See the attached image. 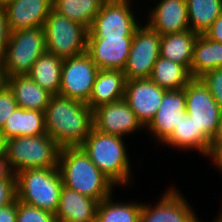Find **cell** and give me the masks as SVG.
Wrapping results in <instances>:
<instances>
[{"mask_svg": "<svg viewBox=\"0 0 222 222\" xmlns=\"http://www.w3.org/2000/svg\"><path fill=\"white\" fill-rule=\"evenodd\" d=\"M17 199L16 175L10 173L0 180V207H4Z\"/></svg>", "mask_w": 222, "mask_h": 222, "instance_id": "cell-34", "label": "cell"}, {"mask_svg": "<svg viewBox=\"0 0 222 222\" xmlns=\"http://www.w3.org/2000/svg\"><path fill=\"white\" fill-rule=\"evenodd\" d=\"M45 52L47 44L43 26L11 32L2 58L4 76L28 75L34 62Z\"/></svg>", "mask_w": 222, "mask_h": 222, "instance_id": "cell-7", "label": "cell"}, {"mask_svg": "<svg viewBox=\"0 0 222 222\" xmlns=\"http://www.w3.org/2000/svg\"><path fill=\"white\" fill-rule=\"evenodd\" d=\"M143 15L144 23L161 36L190 30L186 0H151ZM156 1V2H155ZM146 19V20H145Z\"/></svg>", "mask_w": 222, "mask_h": 222, "instance_id": "cell-15", "label": "cell"}, {"mask_svg": "<svg viewBox=\"0 0 222 222\" xmlns=\"http://www.w3.org/2000/svg\"><path fill=\"white\" fill-rule=\"evenodd\" d=\"M216 68H222V43L211 40L203 34L198 35L190 67L192 78H199Z\"/></svg>", "mask_w": 222, "mask_h": 222, "instance_id": "cell-25", "label": "cell"}, {"mask_svg": "<svg viewBox=\"0 0 222 222\" xmlns=\"http://www.w3.org/2000/svg\"><path fill=\"white\" fill-rule=\"evenodd\" d=\"M150 79L168 91L184 89L193 78L184 65L159 56Z\"/></svg>", "mask_w": 222, "mask_h": 222, "instance_id": "cell-28", "label": "cell"}, {"mask_svg": "<svg viewBox=\"0 0 222 222\" xmlns=\"http://www.w3.org/2000/svg\"><path fill=\"white\" fill-rule=\"evenodd\" d=\"M16 221H17V199L4 207H0V222H16Z\"/></svg>", "mask_w": 222, "mask_h": 222, "instance_id": "cell-37", "label": "cell"}, {"mask_svg": "<svg viewBox=\"0 0 222 222\" xmlns=\"http://www.w3.org/2000/svg\"><path fill=\"white\" fill-rule=\"evenodd\" d=\"M186 4L190 30L199 35L222 14V0H186Z\"/></svg>", "mask_w": 222, "mask_h": 222, "instance_id": "cell-29", "label": "cell"}, {"mask_svg": "<svg viewBox=\"0 0 222 222\" xmlns=\"http://www.w3.org/2000/svg\"><path fill=\"white\" fill-rule=\"evenodd\" d=\"M212 166L210 167H215V169L217 168V170L219 171L218 173L221 174L222 176V148L210 159V161Z\"/></svg>", "mask_w": 222, "mask_h": 222, "instance_id": "cell-39", "label": "cell"}, {"mask_svg": "<svg viewBox=\"0 0 222 222\" xmlns=\"http://www.w3.org/2000/svg\"><path fill=\"white\" fill-rule=\"evenodd\" d=\"M171 150H179L184 152L191 151L199 154L201 157L210 160V146L211 141L204 135L202 131H197L196 124L192 121L190 116L181 119V122L173 129L170 136L161 144Z\"/></svg>", "mask_w": 222, "mask_h": 222, "instance_id": "cell-19", "label": "cell"}, {"mask_svg": "<svg viewBox=\"0 0 222 222\" xmlns=\"http://www.w3.org/2000/svg\"><path fill=\"white\" fill-rule=\"evenodd\" d=\"M184 92L187 115L196 124L197 131H202L211 141L222 114L221 108L199 78H193Z\"/></svg>", "mask_w": 222, "mask_h": 222, "instance_id": "cell-12", "label": "cell"}, {"mask_svg": "<svg viewBox=\"0 0 222 222\" xmlns=\"http://www.w3.org/2000/svg\"><path fill=\"white\" fill-rule=\"evenodd\" d=\"M131 45L132 38H87L86 52L99 69L123 71Z\"/></svg>", "mask_w": 222, "mask_h": 222, "instance_id": "cell-17", "label": "cell"}, {"mask_svg": "<svg viewBox=\"0 0 222 222\" xmlns=\"http://www.w3.org/2000/svg\"><path fill=\"white\" fill-rule=\"evenodd\" d=\"M58 169L64 186L99 202L109 197L117 188L81 147L61 148Z\"/></svg>", "mask_w": 222, "mask_h": 222, "instance_id": "cell-3", "label": "cell"}, {"mask_svg": "<svg viewBox=\"0 0 222 222\" xmlns=\"http://www.w3.org/2000/svg\"><path fill=\"white\" fill-rule=\"evenodd\" d=\"M43 27L47 52L63 59L86 52L88 29L85 26L52 9Z\"/></svg>", "mask_w": 222, "mask_h": 222, "instance_id": "cell-8", "label": "cell"}, {"mask_svg": "<svg viewBox=\"0 0 222 222\" xmlns=\"http://www.w3.org/2000/svg\"><path fill=\"white\" fill-rule=\"evenodd\" d=\"M198 35L191 30L162 35L160 56L184 65L190 71L193 47Z\"/></svg>", "mask_w": 222, "mask_h": 222, "instance_id": "cell-24", "label": "cell"}, {"mask_svg": "<svg viewBox=\"0 0 222 222\" xmlns=\"http://www.w3.org/2000/svg\"><path fill=\"white\" fill-rule=\"evenodd\" d=\"M99 201L63 185L57 209V222H96Z\"/></svg>", "mask_w": 222, "mask_h": 222, "instance_id": "cell-20", "label": "cell"}, {"mask_svg": "<svg viewBox=\"0 0 222 222\" xmlns=\"http://www.w3.org/2000/svg\"><path fill=\"white\" fill-rule=\"evenodd\" d=\"M12 32L44 26L53 0H12L4 7Z\"/></svg>", "mask_w": 222, "mask_h": 222, "instance_id": "cell-18", "label": "cell"}, {"mask_svg": "<svg viewBox=\"0 0 222 222\" xmlns=\"http://www.w3.org/2000/svg\"><path fill=\"white\" fill-rule=\"evenodd\" d=\"M10 173L6 156H0V180L6 178Z\"/></svg>", "mask_w": 222, "mask_h": 222, "instance_id": "cell-40", "label": "cell"}, {"mask_svg": "<svg viewBox=\"0 0 222 222\" xmlns=\"http://www.w3.org/2000/svg\"><path fill=\"white\" fill-rule=\"evenodd\" d=\"M61 147L47 133L7 140L6 159L13 174L34 168H58Z\"/></svg>", "mask_w": 222, "mask_h": 222, "instance_id": "cell-4", "label": "cell"}, {"mask_svg": "<svg viewBox=\"0 0 222 222\" xmlns=\"http://www.w3.org/2000/svg\"><path fill=\"white\" fill-rule=\"evenodd\" d=\"M135 4L128 0H105L88 29L87 38H133L144 20L141 8L147 6L140 1Z\"/></svg>", "mask_w": 222, "mask_h": 222, "instance_id": "cell-6", "label": "cell"}, {"mask_svg": "<svg viewBox=\"0 0 222 222\" xmlns=\"http://www.w3.org/2000/svg\"><path fill=\"white\" fill-rule=\"evenodd\" d=\"M6 138L3 133L0 131V156L6 155Z\"/></svg>", "mask_w": 222, "mask_h": 222, "instance_id": "cell-41", "label": "cell"}, {"mask_svg": "<svg viewBox=\"0 0 222 222\" xmlns=\"http://www.w3.org/2000/svg\"><path fill=\"white\" fill-rule=\"evenodd\" d=\"M126 139L93 129L80 146L94 165L120 190L133 189L135 173ZM132 163V164H131ZM134 178V179H133ZM134 182V183H133ZM131 187V188H130Z\"/></svg>", "mask_w": 222, "mask_h": 222, "instance_id": "cell-2", "label": "cell"}, {"mask_svg": "<svg viewBox=\"0 0 222 222\" xmlns=\"http://www.w3.org/2000/svg\"><path fill=\"white\" fill-rule=\"evenodd\" d=\"M166 91L150 78L126 80L124 99L146 127L157 113Z\"/></svg>", "mask_w": 222, "mask_h": 222, "instance_id": "cell-16", "label": "cell"}, {"mask_svg": "<svg viewBox=\"0 0 222 222\" xmlns=\"http://www.w3.org/2000/svg\"><path fill=\"white\" fill-rule=\"evenodd\" d=\"M64 59L45 52L33 64L29 77L52 95L59 94Z\"/></svg>", "mask_w": 222, "mask_h": 222, "instance_id": "cell-27", "label": "cell"}, {"mask_svg": "<svg viewBox=\"0 0 222 222\" xmlns=\"http://www.w3.org/2000/svg\"><path fill=\"white\" fill-rule=\"evenodd\" d=\"M16 175L17 200L56 213L63 181L58 168H34Z\"/></svg>", "mask_w": 222, "mask_h": 222, "instance_id": "cell-5", "label": "cell"}, {"mask_svg": "<svg viewBox=\"0 0 222 222\" xmlns=\"http://www.w3.org/2000/svg\"><path fill=\"white\" fill-rule=\"evenodd\" d=\"M8 4V0H0V7H5Z\"/></svg>", "mask_w": 222, "mask_h": 222, "instance_id": "cell-44", "label": "cell"}, {"mask_svg": "<svg viewBox=\"0 0 222 222\" xmlns=\"http://www.w3.org/2000/svg\"><path fill=\"white\" fill-rule=\"evenodd\" d=\"M222 148V114L218 122L217 130L211 139L210 159Z\"/></svg>", "mask_w": 222, "mask_h": 222, "instance_id": "cell-38", "label": "cell"}, {"mask_svg": "<svg viewBox=\"0 0 222 222\" xmlns=\"http://www.w3.org/2000/svg\"><path fill=\"white\" fill-rule=\"evenodd\" d=\"M220 209H218L219 211H218V213H216L217 214V216H215V218L214 219H212V222H222V202H221V200H220Z\"/></svg>", "mask_w": 222, "mask_h": 222, "instance_id": "cell-43", "label": "cell"}, {"mask_svg": "<svg viewBox=\"0 0 222 222\" xmlns=\"http://www.w3.org/2000/svg\"><path fill=\"white\" fill-rule=\"evenodd\" d=\"M5 84L13 93L19 107L45 112L52 94L39 86L29 75L5 77Z\"/></svg>", "mask_w": 222, "mask_h": 222, "instance_id": "cell-21", "label": "cell"}, {"mask_svg": "<svg viewBox=\"0 0 222 222\" xmlns=\"http://www.w3.org/2000/svg\"><path fill=\"white\" fill-rule=\"evenodd\" d=\"M93 122L94 128L100 132L124 138H127L128 135L141 134L143 130L142 133L145 132V127L124 98L94 109Z\"/></svg>", "mask_w": 222, "mask_h": 222, "instance_id": "cell-13", "label": "cell"}, {"mask_svg": "<svg viewBox=\"0 0 222 222\" xmlns=\"http://www.w3.org/2000/svg\"><path fill=\"white\" fill-rule=\"evenodd\" d=\"M125 85L126 78L123 71L100 69L87 105L94 110L101 105L123 99L125 96Z\"/></svg>", "mask_w": 222, "mask_h": 222, "instance_id": "cell-22", "label": "cell"}, {"mask_svg": "<svg viewBox=\"0 0 222 222\" xmlns=\"http://www.w3.org/2000/svg\"><path fill=\"white\" fill-rule=\"evenodd\" d=\"M105 0H53V9L87 29Z\"/></svg>", "mask_w": 222, "mask_h": 222, "instance_id": "cell-30", "label": "cell"}, {"mask_svg": "<svg viewBox=\"0 0 222 222\" xmlns=\"http://www.w3.org/2000/svg\"><path fill=\"white\" fill-rule=\"evenodd\" d=\"M187 116L184 89L165 92L160 107L151 122L145 127V133L155 143L161 145ZM155 141H154V140Z\"/></svg>", "mask_w": 222, "mask_h": 222, "instance_id": "cell-14", "label": "cell"}, {"mask_svg": "<svg viewBox=\"0 0 222 222\" xmlns=\"http://www.w3.org/2000/svg\"><path fill=\"white\" fill-rule=\"evenodd\" d=\"M46 133L61 147H80L94 127L87 103L55 94L45 109Z\"/></svg>", "mask_w": 222, "mask_h": 222, "instance_id": "cell-1", "label": "cell"}, {"mask_svg": "<svg viewBox=\"0 0 222 222\" xmlns=\"http://www.w3.org/2000/svg\"><path fill=\"white\" fill-rule=\"evenodd\" d=\"M128 1H130V2H132V3H135L137 0H128ZM143 0H141V2H142ZM149 1V0H148ZM150 2H151V0H150Z\"/></svg>", "mask_w": 222, "mask_h": 222, "instance_id": "cell-45", "label": "cell"}, {"mask_svg": "<svg viewBox=\"0 0 222 222\" xmlns=\"http://www.w3.org/2000/svg\"><path fill=\"white\" fill-rule=\"evenodd\" d=\"M11 29L4 7H0V58L2 59L11 36Z\"/></svg>", "mask_w": 222, "mask_h": 222, "instance_id": "cell-35", "label": "cell"}, {"mask_svg": "<svg viewBox=\"0 0 222 222\" xmlns=\"http://www.w3.org/2000/svg\"><path fill=\"white\" fill-rule=\"evenodd\" d=\"M168 186L155 204L142 202L140 222H203L180 189ZM153 204V205H152Z\"/></svg>", "mask_w": 222, "mask_h": 222, "instance_id": "cell-9", "label": "cell"}, {"mask_svg": "<svg viewBox=\"0 0 222 222\" xmlns=\"http://www.w3.org/2000/svg\"><path fill=\"white\" fill-rule=\"evenodd\" d=\"M6 140L20 136L46 134L45 114L42 111L15 109L0 130Z\"/></svg>", "mask_w": 222, "mask_h": 222, "instance_id": "cell-23", "label": "cell"}, {"mask_svg": "<svg viewBox=\"0 0 222 222\" xmlns=\"http://www.w3.org/2000/svg\"><path fill=\"white\" fill-rule=\"evenodd\" d=\"M5 85V76L3 73L2 59L0 58V87Z\"/></svg>", "mask_w": 222, "mask_h": 222, "instance_id": "cell-42", "label": "cell"}, {"mask_svg": "<svg viewBox=\"0 0 222 222\" xmlns=\"http://www.w3.org/2000/svg\"><path fill=\"white\" fill-rule=\"evenodd\" d=\"M16 222H57V220L54 213L17 200Z\"/></svg>", "mask_w": 222, "mask_h": 222, "instance_id": "cell-31", "label": "cell"}, {"mask_svg": "<svg viewBox=\"0 0 222 222\" xmlns=\"http://www.w3.org/2000/svg\"><path fill=\"white\" fill-rule=\"evenodd\" d=\"M18 107V103L16 102L13 93L5 84L0 89V130L3 128L8 117Z\"/></svg>", "mask_w": 222, "mask_h": 222, "instance_id": "cell-33", "label": "cell"}, {"mask_svg": "<svg viewBox=\"0 0 222 222\" xmlns=\"http://www.w3.org/2000/svg\"><path fill=\"white\" fill-rule=\"evenodd\" d=\"M161 35L145 23L135 31L123 73L126 80L149 79L160 56Z\"/></svg>", "mask_w": 222, "mask_h": 222, "instance_id": "cell-11", "label": "cell"}, {"mask_svg": "<svg viewBox=\"0 0 222 222\" xmlns=\"http://www.w3.org/2000/svg\"><path fill=\"white\" fill-rule=\"evenodd\" d=\"M99 70L87 52L65 58L59 95L88 103Z\"/></svg>", "mask_w": 222, "mask_h": 222, "instance_id": "cell-10", "label": "cell"}, {"mask_svg": "<svg viewBox=\"0 0 222 222\" xmlns=\"http://www.w3.org/2000/svg\"><path fill=\"white\" fill-rule=\"evenodd\" d=\"M199 79L208 88L212 97L222 110V68H216L203 74Z\"/></svg>", "mask_w": 222, "mask_h": 222, "instance_id": "cell-32", "label": "cell"}, {"mask_svg": "<svg viewBox=\"0 0 222 222\" xmlns=\"http://www.w3.org/2000/svg\"><path fill=\"white\" fill-rule=\"evenodd\" d=\"M203 35L211 40L222 43V14L212 23Z\"/></svg>", "mask_w": 222, "mask_h": 222, "instance_id": "cell-36", "label": "cell"}, {"mask_svg": "<svg viewBox=\"0 0 222 222\" xmlns=\"http://www.w3.org/2000/svg\"><path fill=\"white\" fill-rule=\"evenodd\" d=\"M114 195L99 202L96 222H140L142 201L117 200Z\"/></svg>", "mask_w": 222, "mask_h": 222, "instance_id": "cell-26", "label": "cell"}]
</instances>
